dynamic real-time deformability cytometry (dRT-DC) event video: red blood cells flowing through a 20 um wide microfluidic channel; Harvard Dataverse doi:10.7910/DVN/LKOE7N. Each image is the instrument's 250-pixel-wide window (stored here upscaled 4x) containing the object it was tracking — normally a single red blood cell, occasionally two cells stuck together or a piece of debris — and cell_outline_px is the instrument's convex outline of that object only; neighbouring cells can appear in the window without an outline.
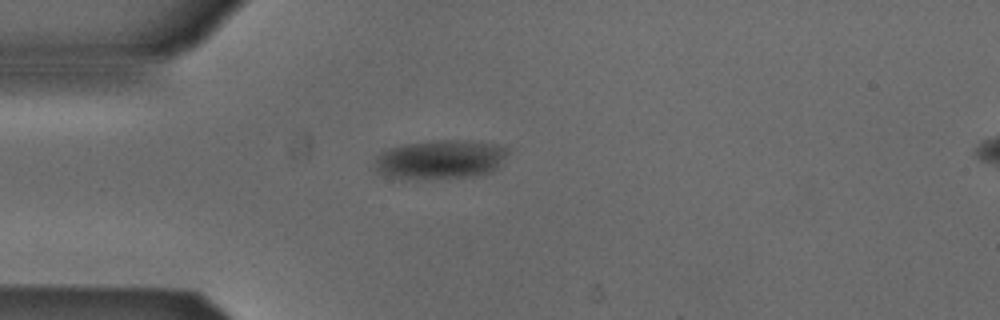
{"species": "Egyptian fruit bat (a non-hibernating species)", "species_latin": "Rousettus aegyptiacus", "temperature_condition": "cold", "stored_images_in_passage": 40, "camera_frame_rate_fps": 3000, "um_per_image_px": 0.085, "animal": {"sex": "male"}, "frame": {"image": 1, "passage_image": 1, "time_ms": 0.0, "image_size_px": [1000, 320], "cell_outline_px": [[508, 152], [496, 168], [492, 172], [480, 176], [428, 180], [392, 176], [380, 172], [376, 168], [376, 160], [384, 152], [392, 148], [408, 144], [444, 140], [456, 140], [496, 144], [508, 148]], "centroid_in_image_um": [37.52, 13.58], "position_along_channel_um": 47.5, "area_um2": 29.71}}
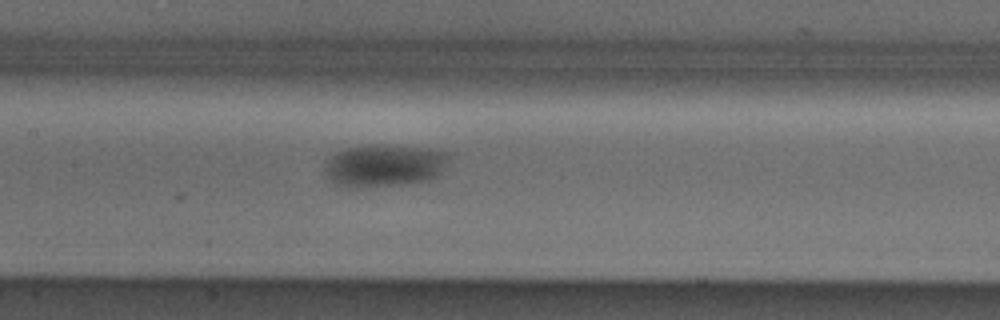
{"frame": {"image": 2, "passage_image": 12, "time_ms": 3.667, "image_size_px": [1000, 320], "cell_outline_px": [[452, 152], [448, 160], [440, 172], [436, 176], [428, 180], [404, 184], [356, 188], [348, 188], [336, 184], [324, 172], [328, 160], [336, 152], [348, 148], [372, 144], [392, 144], [428, 148]], "centroid_in_image_um": [32.7, 14.05], "position_along_channel_um": 174.7, "area_um2": 30.98}}
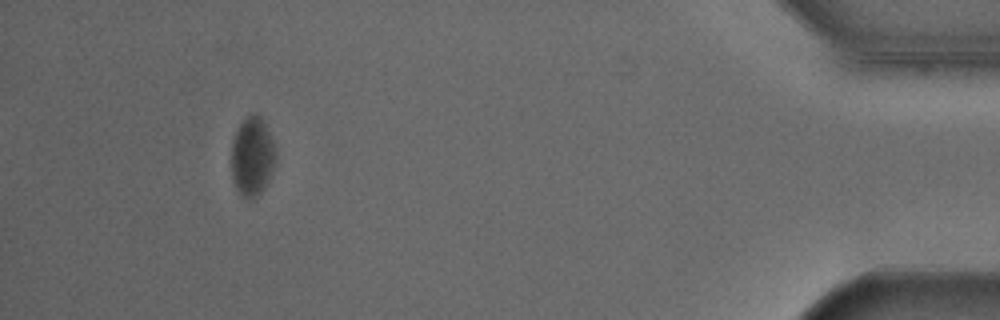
{"frame": {"image": 3, "passage_image": 36, "time_ms": 11.667, "image_size_px": [1000, 320], "cell_outline_px": [[276, 156], [272, 168], [264, 188], [252, 200], [248, 200], [240, 196], [232, 180], [232, 144], [236, 132], [240, 124], [248, 116], [260, 116], [272, 140]], "centroid_in_image_um": [21.41, 13.38], "position_along_channel_um": 413.8, "area_um2": 19.83}, "authors_computed_cell_mechanics": {"area_um2": 27.9174, "velocity_mm_per_s": 3.8437, "shape_relaxation_time_tau1_ms": 3.4771, "shape_relaxation_time_tau2_ms": null, "deformation_change_tau1": 0.0593, "deformation_change_tau2": null}}